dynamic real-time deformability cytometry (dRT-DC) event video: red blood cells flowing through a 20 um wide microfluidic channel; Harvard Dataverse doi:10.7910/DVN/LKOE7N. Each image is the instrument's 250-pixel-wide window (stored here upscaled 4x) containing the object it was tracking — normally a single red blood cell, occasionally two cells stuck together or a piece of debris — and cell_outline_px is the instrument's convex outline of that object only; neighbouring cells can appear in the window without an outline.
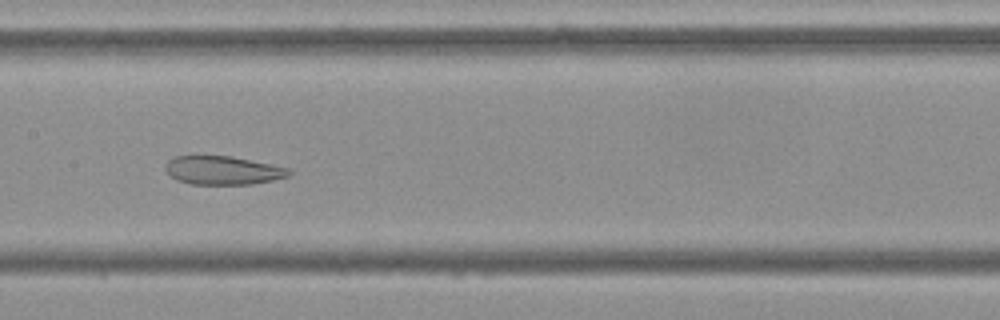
{"species": "Egyptian fruit bat (a non-hibernating species)", "species_latin": "Rousettus aegyptiacus", "temperature_condition": "cold", "stored_images_in_passage": 55, "camera_frame_rate_fps": 3000, "um_per_image_px": 0.085, "frame": {"image": 1, "passage_image": 27, "time_ms": 8.667, "image_size_px": [1000, 320], "cell_outline_px": [[292, 172], [288, 176], [272, 180], [252, 184], [192, 184], [176, 180], [164, 168], [164, 164], [168, 160], [176, 156], [196, 152], [232, 156], [288, 168]], "centroid_in_image_um": [18.85, 14.43], "position_along_channel_um": 188.6, "area_um2": 21.21}}
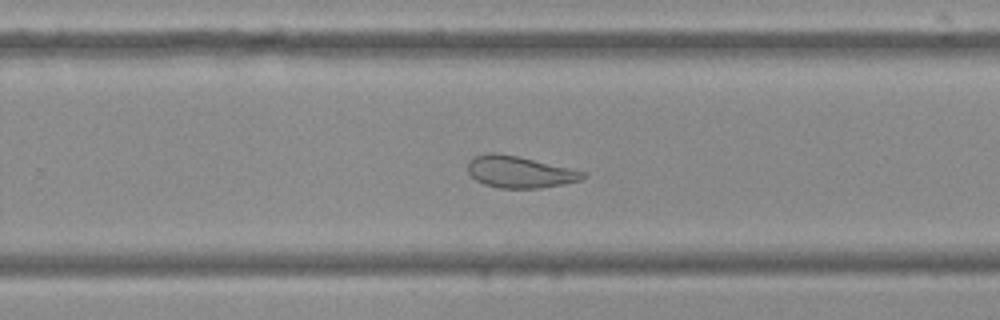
{"frame": {"image": 2, "passage_image": 35, "time_ms": 11.333, "image_size_px": [1000, 320], "cell_outline_px": [[588, 176], [580, 180], [564, 184], [540, 188], [500, 188], [484, 184], [476, 180], [468, 172], [468, 160], [476, 156], [488, 152], [492, 152], [516, 156], [588, 172]], "centroid_in_image_um": [44.19, 14.62], "position_along_channel_um": 285.6, "area_um2": 21.21}}
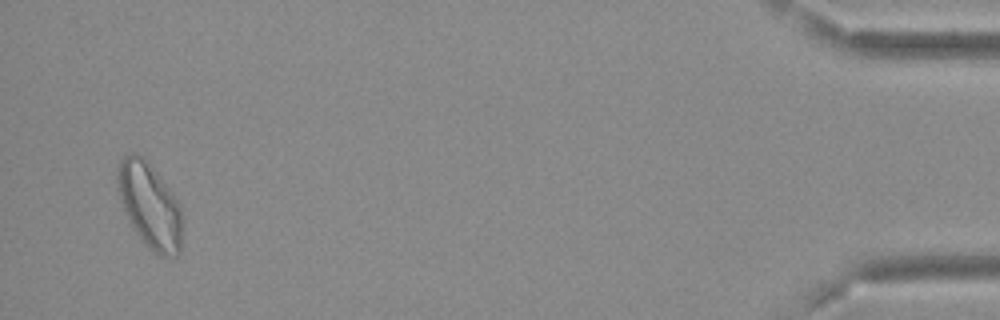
{"frame": {"image": 3, "passage_image": 53, "time_ms": 17.333, "image_size_px": [1000, 320], "cell_outline_px": [[184, 220], [180, 252], [176, 256], [160, 256], [144, 244], [132, 228], [124, 212], [116, 180], [116, 168], [120, 160], [124, 156], [132, 152], [136, 152], [144, 156], [148, 160], [172, 192], [180, 204]], "centroid_in_image_um": [12.74, 17.45], "position_along_channel_um": 422.5, "area_um2": 33.0}, "authors_computed_cell_mechanics": {"area_um2": 26.877, "velocity_mm_per_s": 3.6566, "shape_relaxation_time_tau1_ms": null, "shape_relaxation_time_tau2_ms": 3.2003, "deformation_change_tau1": null, "deformation_change_tau2": 0.0987}}